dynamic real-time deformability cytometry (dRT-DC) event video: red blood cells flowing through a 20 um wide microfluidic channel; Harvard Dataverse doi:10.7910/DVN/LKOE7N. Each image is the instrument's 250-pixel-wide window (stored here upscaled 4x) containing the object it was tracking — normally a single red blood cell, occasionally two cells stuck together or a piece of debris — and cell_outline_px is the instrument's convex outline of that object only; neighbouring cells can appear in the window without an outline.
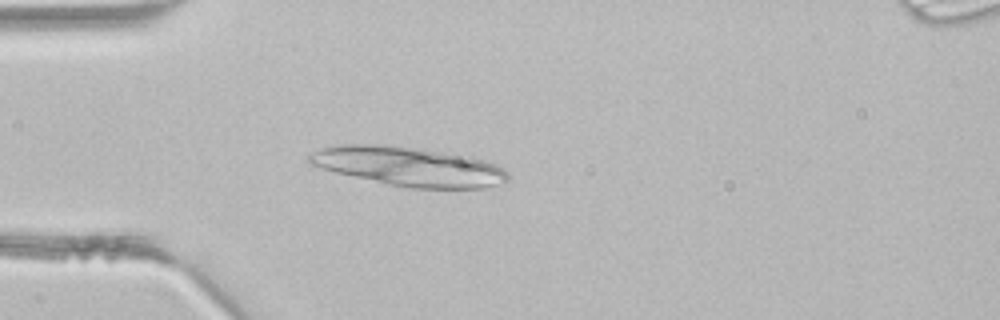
{"species": "common noctule bat (a hibernating species)", "species_latin": "Nyctalus noctula", "temperature_condition": "room temperature", "stored_images_in_passage": 4, "camera_frame_rate_fps": 3000, "um_per_image_px": 0.085, "animal": {"sex": "male", "body_mass_g": 21.5, "forearm_length_mm": 52.0}, "frame": {"image": 1, "passage_image": 4, "time_ms": 1.0, "image_size_px": [1000, 320], "cell_outline_px": [[508, 180], [484, 188], [412, 188], [388, 184], [336, 172], [308, 164], [308, 156], [312, 152], [320, 148], [336, 144], [384, 144], [420, 148], [472, 156], [496, 164], [504, 168], [508, 172]], "centroid_in_image_um": [34.74, 14.13], "position_along_channel_um": 50.3, "area_um2": 45.55}}